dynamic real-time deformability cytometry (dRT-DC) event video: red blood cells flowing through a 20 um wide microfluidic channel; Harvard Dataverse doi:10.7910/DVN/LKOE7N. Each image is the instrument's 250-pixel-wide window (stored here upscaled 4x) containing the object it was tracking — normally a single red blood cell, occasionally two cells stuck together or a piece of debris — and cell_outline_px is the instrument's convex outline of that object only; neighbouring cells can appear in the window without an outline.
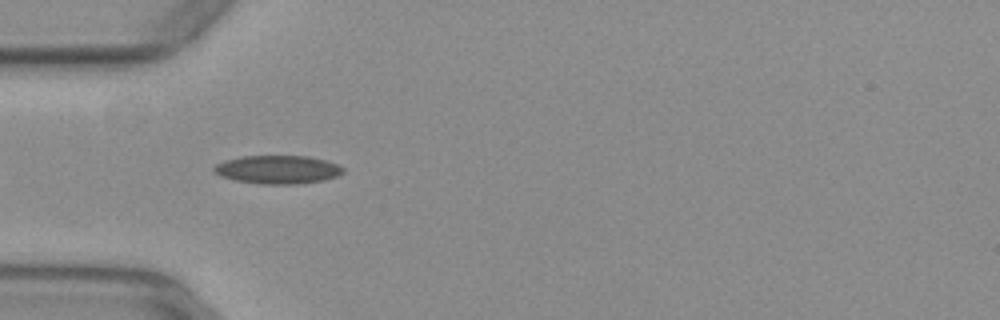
{"species": "common noctule bat (a hibernating species)", "species_latin": "Nyctalus noctula", "temperature_condition": "warm", "stored_images_in_passage": 32, "camera_frame_rate_fps": 3000, "um_per_image_px": 0.085, "animal": {"sex": "female", "body_mass_g": 29.2, "forearm_length_mm": 56.3}, "frame": {"image": 1, "passage_image": 3, "time_ms": 0.667, "image_size_px": [1000, 320], "cell_outline_px": [[344, 172], [336, 176], [324, 180], [296, 184], [260, 184], [236, 180], [220, 176], [212, 172], [212, 168], [216, 164], [224, 160], [240, 156], [308, 156], [324, 160], [336, 164], [344, 168]], "centroid_in_image_um": [23.56, 14.41], "position_along_channel_um": 61.4, "area_um2": 21.39}}
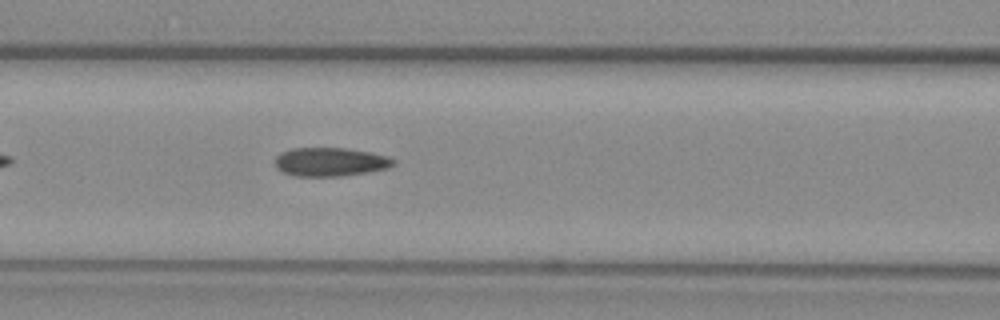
{"frame": {"image": 2, "passage_image": 9, "time_ms": 2.667, "image_size_px": [1000, 320], "cell_outline_px": [[396, 164], [388, 168], [368, 172], [340, 176], [292, 176], [280, 172], [276, 168], [276, 156], [280, 152], [292, 148], [348, 148], [388, 156], [396, 160]], "centroid_in_image_um": [28.06, 13.76], "position_along_channel_um": 138.5, "area_um2": 20.0}}
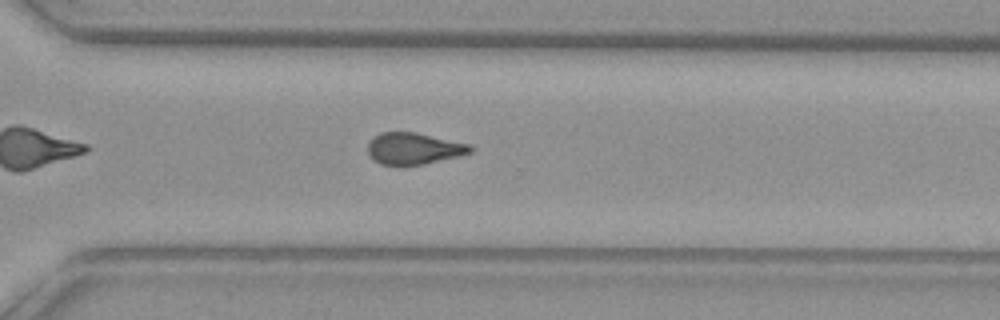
{"frame": {"image": 3, "passage_image": 24, "time_ms": 7.667, "image_size_px": [1000, 320], "cell_outline_px": [[472, 152], [460, 156], [424, 164], [400, 168], [396, 168], [380, 164], [372, 160], [368, 152], [368, 144], [380, 132], [416, 132], [468, 144], [472, 148]], "centroid_in_image_um": [35.13, 12.67], "position_along_channel_um": 335.5, "area_um2": 19.31}, "authors_computed_cell_mechanics": {"area_um2": 19.941, "velocity_mm_per_s": 3.949, "shape_relaxation_time_tau1_ms": null, "shape_relaxation_time_tau2_ms": 1.535, "deformation_change_tau1": null, "deformation_change_tau2": 0.0797}}